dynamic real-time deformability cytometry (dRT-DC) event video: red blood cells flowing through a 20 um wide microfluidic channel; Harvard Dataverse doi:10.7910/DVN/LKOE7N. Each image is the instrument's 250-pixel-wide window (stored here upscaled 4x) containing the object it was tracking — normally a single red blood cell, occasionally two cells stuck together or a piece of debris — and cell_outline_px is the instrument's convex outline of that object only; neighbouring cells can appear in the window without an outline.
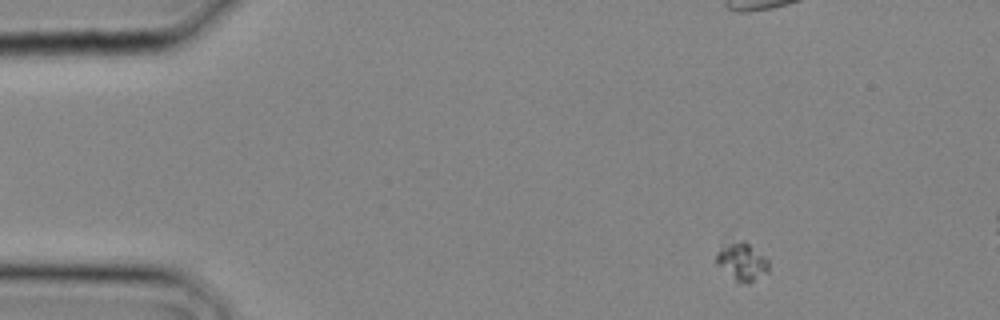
{"species": "common noctule bat (a hibernating species)", "species_latin": "Nyctalus noctula", "temperature_condition": "cold", "stored_images_in_passage": 6, "camera_frame_rate_fps": 3000, "um_per_image_px": 0.085, "animal": {"sex": "male", "body_mass_g": 20.4}, "frame": {"image": 1, "passage_image": 2, "time_ms": 0.333, "image_size_px": [1000, 320], "cell_outline_px": [[768, 272], [748, 284], [736, 284], [716, 264], [716, 252], [720, 248], [728, 244], [740, 240], [744, 240], [764, 256], [768, 260]], "centroid_in_image_um": [63.04, 22.29], "position_along_channel_um": 22.0, "area_um2": 11.73}}